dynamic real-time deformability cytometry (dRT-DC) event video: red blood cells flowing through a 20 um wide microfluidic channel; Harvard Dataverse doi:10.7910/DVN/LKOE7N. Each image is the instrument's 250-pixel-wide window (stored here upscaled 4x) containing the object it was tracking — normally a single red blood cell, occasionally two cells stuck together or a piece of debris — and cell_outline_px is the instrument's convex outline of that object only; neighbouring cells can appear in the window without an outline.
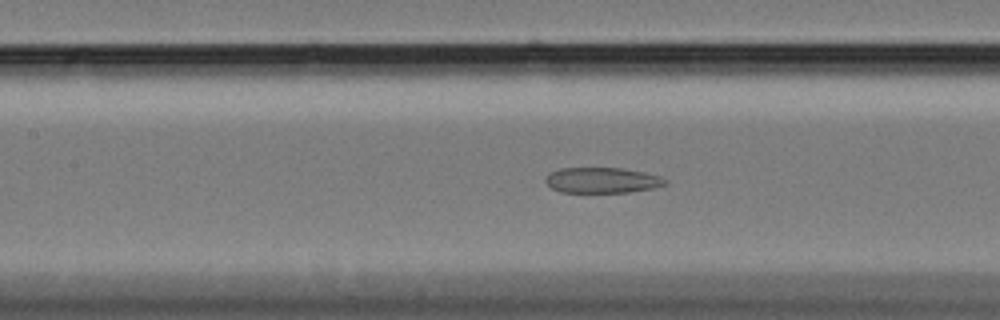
{"species": "Egyptian fruit bat (a non-hibernating species)", "species_latin": "Rousettus aegyptiacus", "temperature_condition": "cold", "stored_images_in_passage": 57, "camera_frame_rate_fps": 3000, "um_per_image_px": 0.085, "animal": {"sex": "female"}, "frame": {"image": 1, "passage_image": 24, "time_ms": 7.667, "image_size_px": [1000, 320], "cell_outline_px": [[668, 184], [652, 188], [628, 192], [560, 192], [552, 188], [544, 180], [548, 172], [560, 168], [620, 168], [644, 172], [660, 176], [668, 180]], "centroid_in_image_um": [51.17, 15.31], "position_along_channel_um": 156.2, "area_um2": 17.86}}
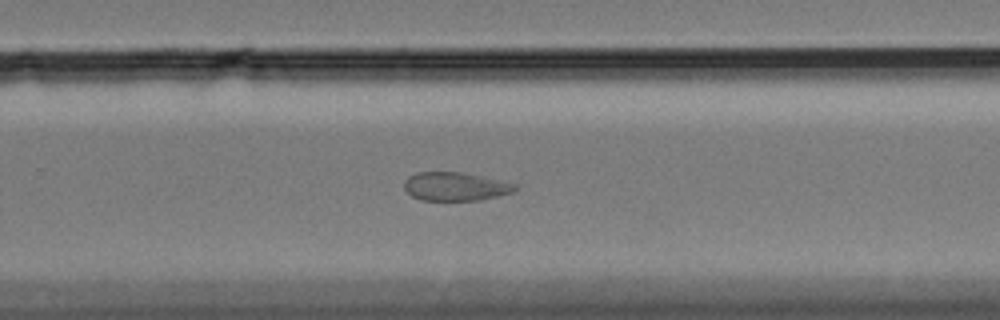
{"frame": {"image": 2, "passage_image": 36, "time_ms": 11.667, "image_size_px": [1000, 320], "cell_outline_px": [[516, 188], [512, 192], [480, 200], [420, 200], [412, 196], [404, 188], [404, 180], [408, 176], [416, 172], [460, 172], [516, 184]], "centroid_in_image_um": [38.63, 15.85], "position_along_channel_um": 291.2, "area_um2": 18.15}}
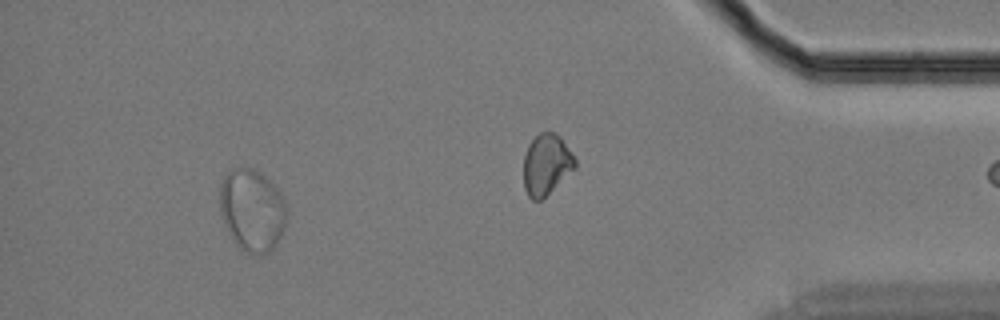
{"frame": {"image": 3, "passage_image": 52, "time_ms": 17.0, "image_size_px": [1000, 320], "cell_outline_px": [[288, 216], [284, 228], [276, 244], [268, 252], [260, 256], [248, 252], [240, 248], [228, 236], [220, 212], [220, 184], [224, 176], [232, 168], [252, 168], [260, 172], [280, 192], [284, 200], [288, 212]], "centroid_in_image_um": [21.42, 17.88], "position_along_channel_um": 413.8, "area_um2": 32.31}, "authors_computed_cell_mechanics": {"area_um2": 24.3338, "velocity_mm_per_s": 3.3854, "shape_relaxation_time_tau1_ms": null, "shape_relaxation_time_tau2_ms": 2.1837, "deformation_change_tau1": null, "deformation_change_tau2": 0.0774}}